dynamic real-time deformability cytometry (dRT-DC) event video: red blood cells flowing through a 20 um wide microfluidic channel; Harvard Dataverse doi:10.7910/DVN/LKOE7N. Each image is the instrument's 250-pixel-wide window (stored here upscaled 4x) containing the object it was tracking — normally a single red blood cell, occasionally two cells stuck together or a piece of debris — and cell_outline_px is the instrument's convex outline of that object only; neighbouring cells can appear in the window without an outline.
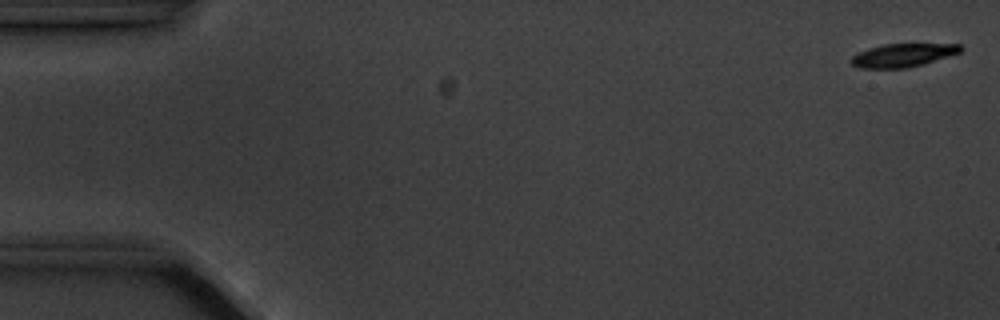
{"species": "common noctule bat (a hibernating species)", "species_latin": "Nyctalus noctula", "temperature_condition": "cold", "stored_images_in_passage": 9, "camera_frame_rate_fps": 3000, "um_per_image_px": 0.085, "animal": {"sex": "male", "body_mass_g": 20.1, "forearm_length_mm": 53.5}, "frame": {"image": 1, "passage_image": 1, "time_ms": 0.0, "image_size_px": [1000, 320], "cell_outline_px": [[964, 48], [960, 52], [924, 64], [908, 68], [860, 68], [852, 64], [848, 60], [856, 52], [868, 48], [884, 44], [960, 44]], "centroid_in_image_um": [76.7, 4.69], "position_along_channel_um": 8.3, "area_um2": 14.97}}
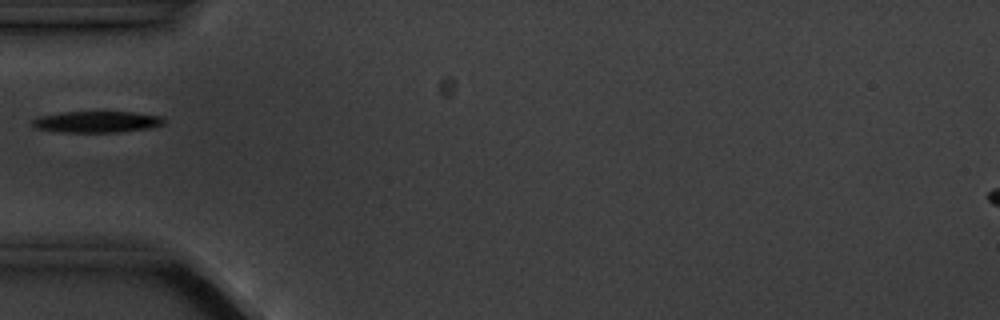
{"frame": {"image": 2, "passage_image": 6, "time_ms": 5.667, "image_size_px": [1000, 320], "cell_outline_px": [[164, 124], [148, 128], [120, 132], [60, 132], [36, 128], [32, 124], [32, 120], [40, 116], [64, 112], [132, 112], [164, 116]], "centroid_in_image_um": [8.26, 10.35], "position_along_channel_um": 76.7, "area_um2": 16.3}}
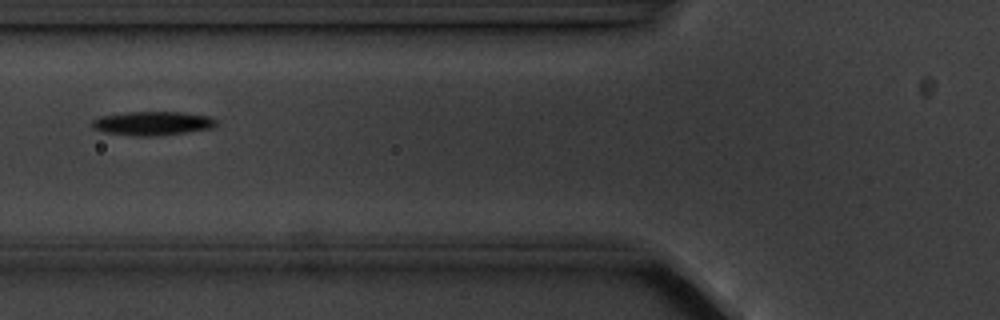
{"frame": {"image": 3, "passage_image": 7, "time_ms": 6.667, "image_size_px": [1000, 320], "cell_outline_px": [[216, 124], [212, 128], [184, 132], [152, 136], [140, 136], [104, 132], [92, 128], [92, 120], [100, 116], [124, 112], [184, 112], [212, 116], [216, 120]], "centroid_in_image_um": [12.96, 10.46], "position_along_channel_um": 112.8, "area_um2": 17.22}}